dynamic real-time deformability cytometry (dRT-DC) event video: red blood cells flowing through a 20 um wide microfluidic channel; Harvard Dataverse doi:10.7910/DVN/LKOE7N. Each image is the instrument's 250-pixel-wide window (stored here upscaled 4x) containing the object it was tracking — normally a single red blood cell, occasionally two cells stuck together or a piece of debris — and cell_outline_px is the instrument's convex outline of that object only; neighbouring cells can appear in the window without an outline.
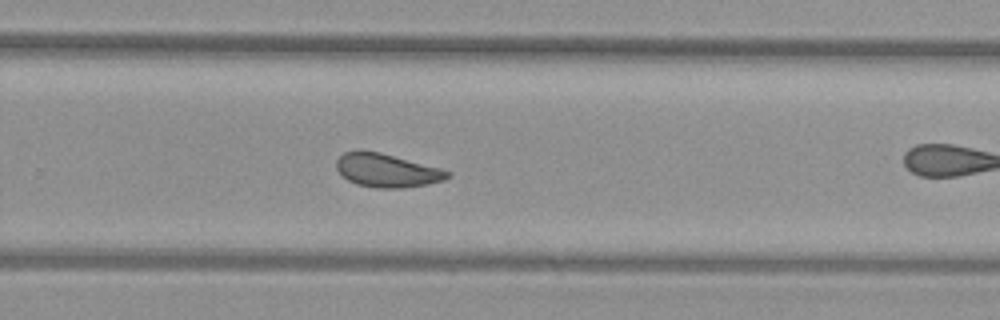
{"species": "common noctule bat (a hibernating species)", "species_latin": "Nyctalus noctula", "temperature_condition": "warm", "stored_images_in_passage": 44, "camera_frame_rate_fps": 3000, "um_per_image_px": 0.085, "animal": {"sex": "female", "body_mass_g": 29.2, "forearm_length_mm": 56.3}, "frame": {"image": 1, "passage_image": 26, "time_ms": 8.333, "image_size_px": [1000, 320], "cell_outline_px": [[452, 176], [444, 180], [428, 184], [404, 188], [376, 188], [356, 184], [348, 180], [336, 168], [336, 160], [344, 152], [360, 148], [380, 152], [440, 168], [452, 172]], "centroid_in_image_um": [32.88, 14.47], "position_along_channel_um": 296.9, "area_um2": 21.96}, "authors_computed_cell_mechanics": {"area_um2": 22.8021, "velocity_mm_per_s": 4.003, "shape_relaxation_time_tau1_ms": 9.043, "shape_relaxation_time_tau2_ms": 1.6764, "deformation_change_tau1": 0.1732, "deformation_change_tau2": 0.0708}}